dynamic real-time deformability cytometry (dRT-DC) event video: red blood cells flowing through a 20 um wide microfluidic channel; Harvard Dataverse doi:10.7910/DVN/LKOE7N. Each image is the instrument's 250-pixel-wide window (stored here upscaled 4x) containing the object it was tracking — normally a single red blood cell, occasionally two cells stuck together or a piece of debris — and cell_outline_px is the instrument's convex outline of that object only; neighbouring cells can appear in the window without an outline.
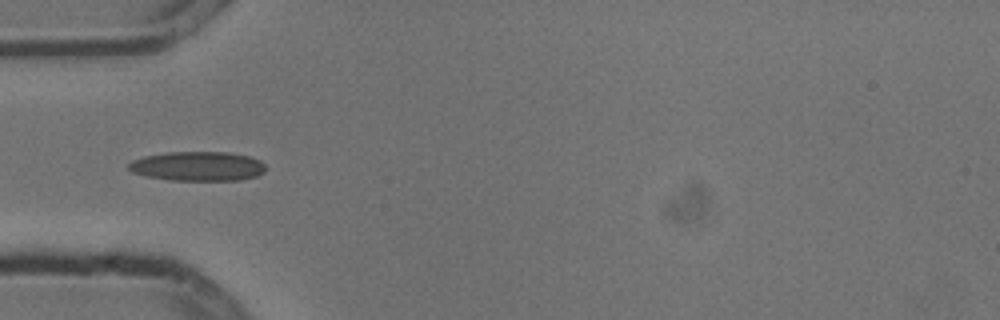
{"species": "common noctule bat (a hibernating species)", "species_latin": "Nyctalus noctula", "temperature_condition": "cold", "stored_images_in_passage": 5, "camera_frame_rate_fps": 3000, "um_per_image_px": 0.085, "animal": {"sex": "male", "body_mass_g": 13.3}, "frame": {"image": 1, "passage_image": 2, "time_ms": 0.333, "image_size_px": [1000, 320], "cell_outline_px": [[264, 172], [256, 176], [240, 180], [172, 180], [148, 176], [132, 172], [128, 168], [128, 164], [132, 160], [144, 156], [168, 152], [228, 152], [248, 156], [260, 160], [264, 164]], "centroid_in_image_um": [16.8, 14.12], "position_along_channel_um": 68.2, "area_um2": 23.35}}
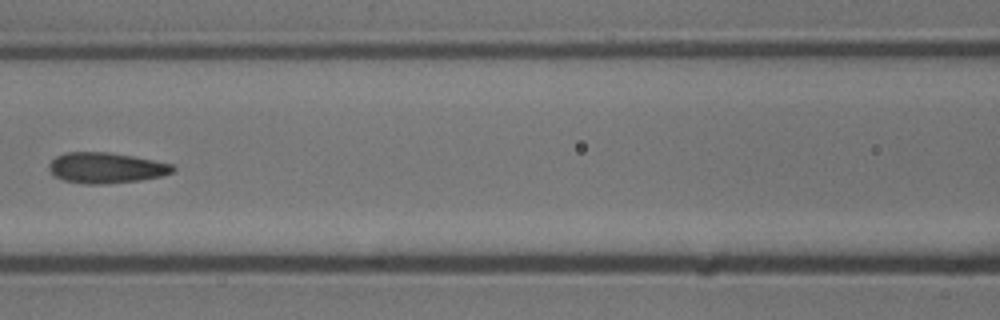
{"frame": {"image": 2, "passage_image": 4, "time_ms": 1.0, "image_size_px": [1000, 320], "cell_outline_px": [[176, 168], [172, 172], [160, 176], [140, 180], [108, 184], [84, 184], [64, 180], [56, 176], [48, 168], [48, 164], [56, 156], [68, 152], [108, 152], [132, 156], [172, 164]], "centroid_in_image_um": [9.0, 14.27], "position_along_channel_um": 157.6, "area_um2": 21.96}}
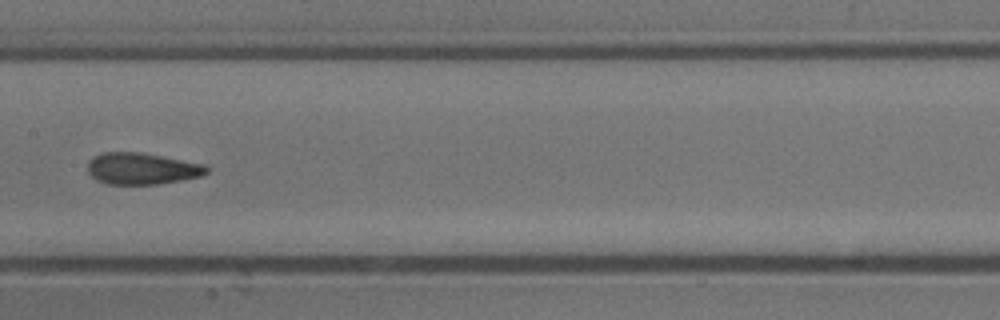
{"frame": {"image": 3, "passage_image": 5, "time_ms": 1.333, "image_size_px": [1000, 320], "cell_outline_px": [[208, 172], [200, 176], [160, 184], [108, 184], [96, 180], [88, 172], [88, 160], [92, 156], [104, 152], [140, 152], [204, 164], [208, 168]], "centroid_in_image_um": [12.02, 14.33], "position_along_channel_um": 195.4, "area_um2": 21.85}}